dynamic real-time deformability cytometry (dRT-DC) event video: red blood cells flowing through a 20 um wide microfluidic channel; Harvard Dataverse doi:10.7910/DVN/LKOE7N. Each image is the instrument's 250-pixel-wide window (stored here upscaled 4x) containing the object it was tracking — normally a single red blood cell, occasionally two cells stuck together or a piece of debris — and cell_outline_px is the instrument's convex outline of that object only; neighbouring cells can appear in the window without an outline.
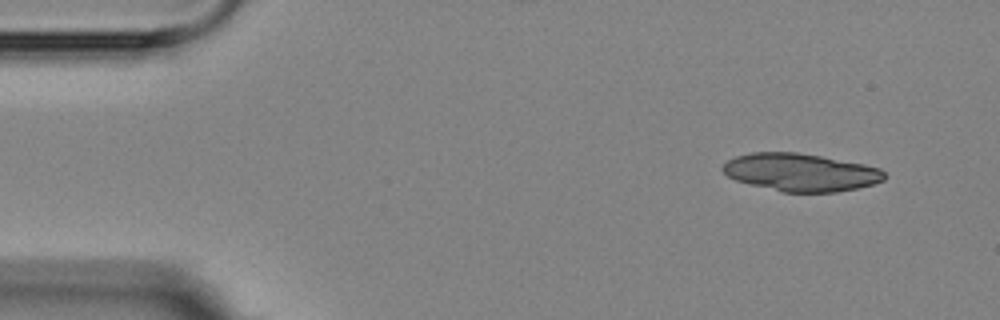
{"species": "Egyptian fruit bat (a non-hibernating species)", "species_latin": "Rousettus aegyptiacus", "temperature_condition": "room temperature", "stored_images_in_passage": 2, "camera_frame_rate_fps": 3000, "um_per_image_px": 0.085, "animal": {"sex": "female"}, "frame": {"image": 1, "passage_image": 2, "time_ms": 1.333, "image_size_px": [1000, 320], "cell_outline_px": [[884, 180], [872, 184], [856, 188], [836, 192], [784, 192], [736, 180], [728, 176], [720, 168], [728, 160], [736, 156], [752, 152], [796, 152], [820, 156], [864, 164], [880, 168], [884, 172]], "centroid_in_image_um": [68.05, 14.64], "position_along_channel_um": 16.9, "area_um2": 35.2}}